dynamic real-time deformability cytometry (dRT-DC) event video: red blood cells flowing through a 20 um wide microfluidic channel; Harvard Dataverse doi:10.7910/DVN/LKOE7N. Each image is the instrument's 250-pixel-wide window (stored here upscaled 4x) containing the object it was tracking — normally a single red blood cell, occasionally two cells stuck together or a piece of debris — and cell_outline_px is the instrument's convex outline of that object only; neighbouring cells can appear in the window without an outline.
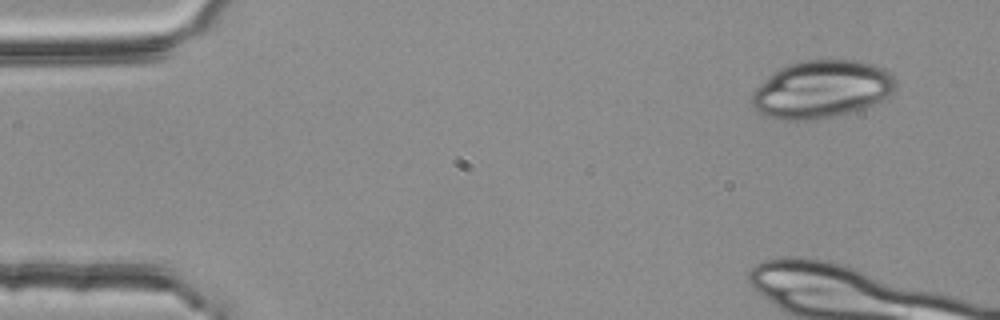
{"species": "common noctule bat (a hibernating species)", "species_latin": "Nyctalus noctula", "temperature_condition": "room temperature", "stored_images_in_passage": 4, "camera_frame_rate_fps": 3000, "um_per_image_px": 0.085, "animal": {"sex": "female", "body_mass_g": 25.1}, "frame": {"image": 1, "passage_image": 1, "time_ms": 0.0, "image_size_px": [1000, 320], "cell_outline_px": [[896, 88], [888, 100], [868, 108], [832, 116], [808, 120], [780, 120], [756, 112], [752, 108], [752, 92], [760, 84], [780, 68], [788, 64], [800, 60], [856, 60], [872, 64], [884, 68], [896, 80]], "centroid_in_image_um": [69.89, 7.6], "position_along_channel_um": 15.1, "area_um2": 48.78}}